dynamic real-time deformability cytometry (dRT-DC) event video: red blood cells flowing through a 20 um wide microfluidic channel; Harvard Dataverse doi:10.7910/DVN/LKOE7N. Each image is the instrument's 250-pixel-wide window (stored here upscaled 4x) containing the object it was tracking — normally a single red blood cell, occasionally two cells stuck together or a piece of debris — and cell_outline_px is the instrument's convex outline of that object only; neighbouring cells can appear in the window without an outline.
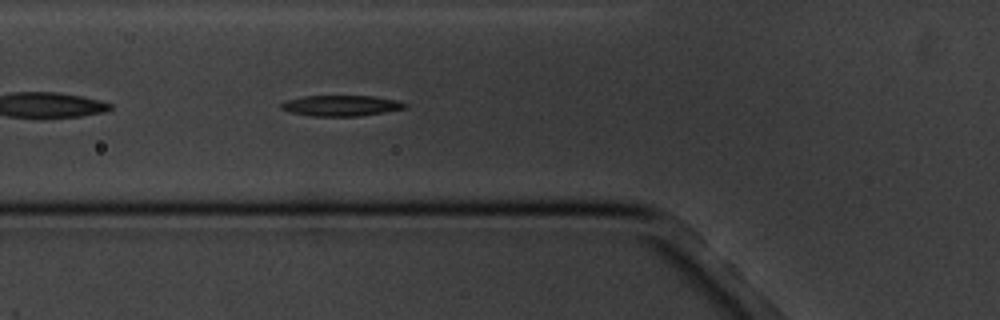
{"species": "common noctule bat (a hibernating species)", "species_latin": "Nyctalus noctula", "temperature_condition": "cold", "stored_images_in_passage": 5, "camera_frame_rate_fps": 3000, "um_per_image_px": 0.085, "animal": {"sex": "male", "body_mass_g": 20.1, "forearm_length_mm": 53.5}, "frame": {"image": 1, "passage_image": 5, "time_ms": 5.333, "image_size_px": [1000, 320], "cell_outline_px": [[408, 108], [360, 116], [312, 116], [292, 112], [280, 108], [280, 104], [284, 100], [304, 96], [372, 96], [396, 100], [408, 104]], "centroid_in_image_um": [29.0, 8.98], "position_along_channel_um": 96.8, "area_um2": 14.97}}